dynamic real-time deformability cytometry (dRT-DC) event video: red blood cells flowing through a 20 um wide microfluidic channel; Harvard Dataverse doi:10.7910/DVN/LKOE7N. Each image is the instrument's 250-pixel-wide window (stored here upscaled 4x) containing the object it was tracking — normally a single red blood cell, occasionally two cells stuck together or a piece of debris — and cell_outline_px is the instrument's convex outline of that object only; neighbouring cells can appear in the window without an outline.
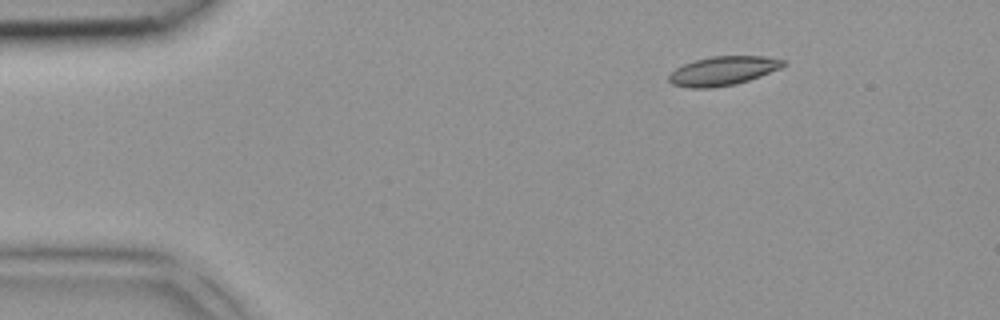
{"species": "common noctule bat (a hibernating species)", "species_latin": "Nyctalus noctula", "temperature_condition": "room temperature", "stored_images_in_passage": 2, "camera_frame_rate_fps": 3000, "um_per_image_px": 0.085, "animal": {"sex": "female", "body_mass_g": 18.4}, "frame": {"image": 1, "passage_image": 1, "time_ms": 0.0, "image_size_px": [1000, 320], "cell_outline_px": [[784, 64], [780, 68], [760, 76], [736, 84], [712, 88], [688, 88], [672, 84], [668, 80], [668, 76], [676, 68], [684, 64], [696, 60], [712, 56], [764, 56], [784, 60]], "centroid_in_image_um": [61.42, 6.03], "position_along_channel_um": 23.6, "area_um2": 19.19}}